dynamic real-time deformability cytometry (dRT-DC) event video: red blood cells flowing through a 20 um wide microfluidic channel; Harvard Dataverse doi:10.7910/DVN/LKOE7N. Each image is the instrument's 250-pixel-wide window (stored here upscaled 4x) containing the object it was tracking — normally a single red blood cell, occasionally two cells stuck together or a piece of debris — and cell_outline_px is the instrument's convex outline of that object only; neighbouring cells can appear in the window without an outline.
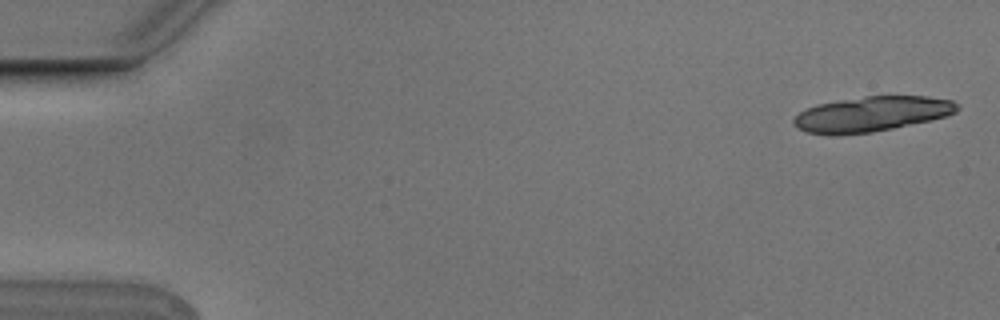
{"species": "Egyptian fruit bat (a non-hibernating species)", "species_latin": "Rousettus aegyptiacus", "temperature_condition": "cold", "stored_images_in_passage": 9, "segment_of_instrument_passage": [1, 2], "camera_frame_rate_fps": 3000, "um_per_image_px": 0.085, "animal": {"sex": "male"}, "frame": {"image": 1, "passage_image": 1, "time_ms": 0.0, "image_size_px": [1000, 320], "cell_outline_px": [[960, 108], [956, 112], [948, 116], [892, 128], [872, 132], [836, 136], [808, 132], [796, 128], [792, 124], [792, 120], [800, 112], [816, 104], [864, 96], [928, 96], [952, 100], [960, 104]], "centroid_in_image_um": [74.1, 9.69], "position_along_channel_um": 10.9, "area_um2": 33.64}}